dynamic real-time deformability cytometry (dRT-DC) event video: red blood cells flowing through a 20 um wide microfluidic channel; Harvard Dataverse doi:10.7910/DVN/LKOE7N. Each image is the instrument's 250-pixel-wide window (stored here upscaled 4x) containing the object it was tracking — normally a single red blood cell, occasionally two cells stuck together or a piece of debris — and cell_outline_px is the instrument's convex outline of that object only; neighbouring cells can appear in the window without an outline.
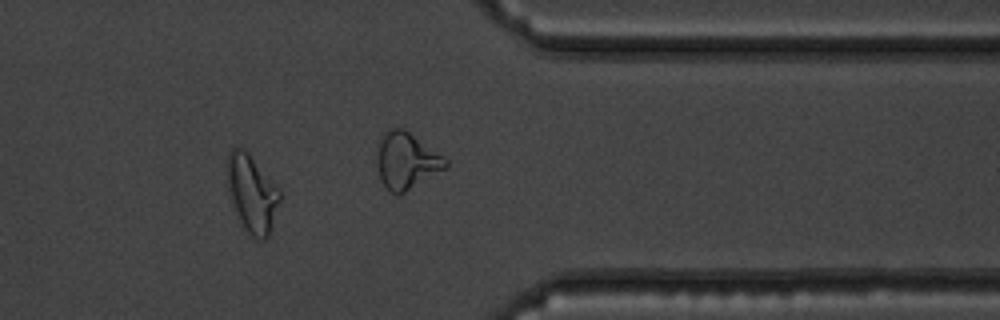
{"species": "common noctule bat (a hibernating species)", "species_latin": "Nyctalus noctula", "temperature_condition": "warm", "stored_images_in_passage": 36, "camera_frame_rate_fps": 3000, "um_per_image_px": 0.085, "animal": {"sex": "male", "body_mass_g": 19.5, "forearm_length_mm": 54.6}, "frame": {"image": 1, "passage_image": 26, "time_ms": 8.333, "image_size_px": [1000, 320], "cell_outline_px": [[280, 200], [268, 236], [264, 240], [260, 240], [252, 236], [240, 224], [228, 192], [228, 152], [232, 148], [240, 144], [248, 152], [276, 184], [280, 192]], "centroid_in_image_um": [21.4, 16.42], "position_along_channel_um": 390.0, "area_um2": 23.7}, "authors_computed_cell_mechanics": {"area_um2": 19.2763, "velocity_mm_per_s": 3.844, "shape_relaxation_time_tau1_ms": 3.7978, "shape_relaxation_time_tau2_ms": 1.0069, "deformation_change_tau1": 0.1452, "deformation_change_tau2": 0.072}}